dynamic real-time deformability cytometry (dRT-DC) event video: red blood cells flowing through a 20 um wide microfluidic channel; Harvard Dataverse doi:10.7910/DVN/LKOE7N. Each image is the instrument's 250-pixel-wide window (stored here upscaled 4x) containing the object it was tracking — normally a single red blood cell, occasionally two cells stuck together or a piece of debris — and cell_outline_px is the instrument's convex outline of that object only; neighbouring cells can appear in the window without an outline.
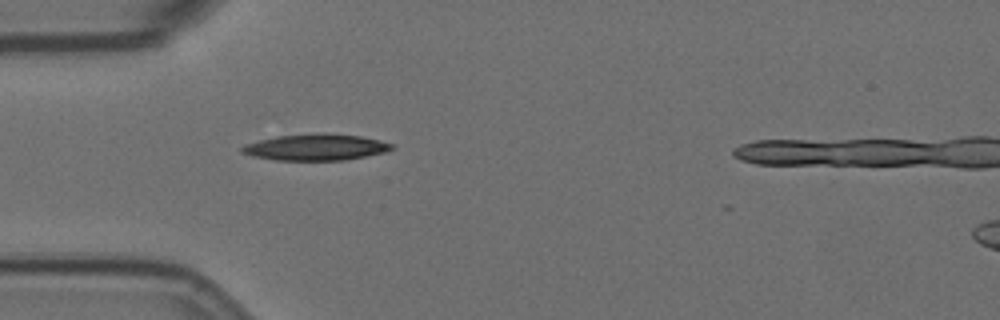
{"species": "Egyptian fruit bat (a non-hibernating species)", "species_latin": "Rousettus aegyptiacus", "temperature_condition": "room temperature", "stored_images_in_passage": 44, "camera_frame_rate_fps": 3000, "um_per_image_px": 0.085, "animal": {"sex": "female"}, "frame": {"image": 1, "passage_image": 7, "time_ms": 2.0, "image_size_px": [1000, 320], "cell_outline_px": [[396, 148], [388, 152], [344, 160], [276, 160], [252, 156], [240, 152], [240, 148], [244, 144], [276, 136], [360, 136], [380, 140], [392, 144]], "centroid_in_image_um": [26.84, 12.57], "position_along_channel_um": 58.2, "area_um2": 22.02}}
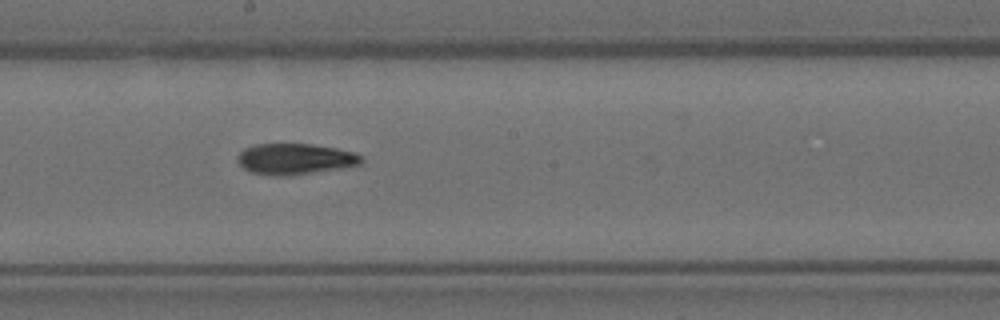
{"frame": {"image": 2, "passage_image": 21, "time_ms": 6.667, "image_size_px": [1000, 320], "cell_outline_px": [[364, 160], [360, 164], [340, 168], [284, 176], [272, 176], [252, 172], [244, 168], [236, 160], [236, 156], [244, 148], [256, 144], [312, 144], [336, 148], [356, 152], [364, 156]], "centroid_in_image_um": [25.09, 13.5], "position_along_channel_um": 223.1, "area_um2": 22.37}}
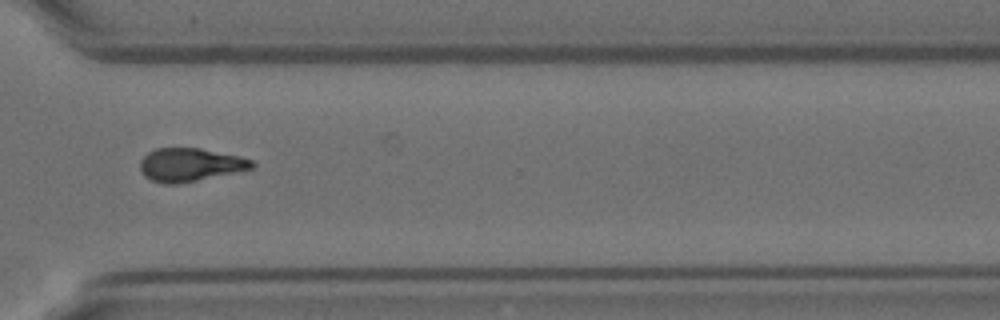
{"frame": {"image": 3, "passage_image": 32, "time_ms": 10.333, "image_size_px": [1000, 320], "cell_outline_px": [[256, 164], [252, 168], [196, 180], [176, 184], [164, 184], [152, 180], [144, 176], [140, 168], [140, 160], [148, 152], [156, 148], [200, 148], [240, 156], [252, 160]], "centroid_in_image_um": [16.13, 13.99], "position_along_channel_um": 354.5, "area_um2": 21.44}, "authors_computed_cell_mechanics": {"area_um2": 22.0218, "velocity_mm_per_s": 3.5857, "shape_relaxation_time_tau1_ms": 7.1708, "shape_relaxation_time_tau2_ms": 6.2557, "deformation_change_tau1": 0.1993, "deformation_change_tau2": 0.1484}}